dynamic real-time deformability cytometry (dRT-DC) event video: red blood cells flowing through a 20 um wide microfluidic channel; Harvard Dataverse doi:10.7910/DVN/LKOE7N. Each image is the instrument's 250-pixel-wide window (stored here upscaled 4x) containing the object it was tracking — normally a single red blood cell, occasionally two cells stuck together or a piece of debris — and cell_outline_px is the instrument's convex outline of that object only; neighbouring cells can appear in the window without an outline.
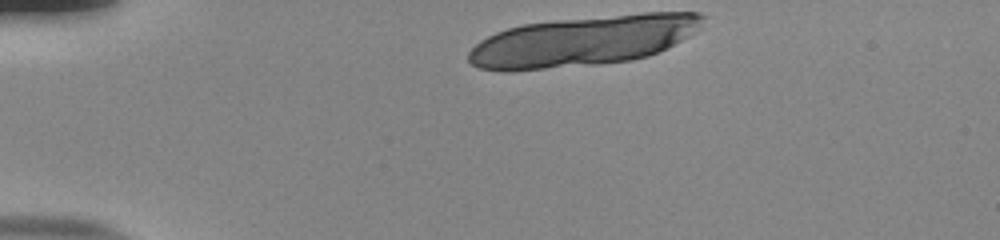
{"species": "human", "species_latin": "Homo sapiens", "temperature_condition": "room temperature", "stored_images_in_passage": 10, "camera_frame_rate_fps": 3000, "um_per_image_px": 0.085, "donor": {"sex": "male"}, "frame": {"image": 1, "passage_image": 1, "time_ms": 0.0, "image_size_px": [1000, 240], "cell_outline_px": [[704, 16], [700, 28], [696, 32], [660, 52], [648, 56], [632, 60], [600, 64], [512, 72], [504, 72], [480, 68], [472, 64], [468, 60], [468, 52], [480, 40], [496, 32], [508, 28], [524, 24], [556, 20], [644, 12], [700, 12]], "centroid_in_image_um": [49.56, 3.49], "position_along_channel_um": 35.4, "area_um2": 69.01}}